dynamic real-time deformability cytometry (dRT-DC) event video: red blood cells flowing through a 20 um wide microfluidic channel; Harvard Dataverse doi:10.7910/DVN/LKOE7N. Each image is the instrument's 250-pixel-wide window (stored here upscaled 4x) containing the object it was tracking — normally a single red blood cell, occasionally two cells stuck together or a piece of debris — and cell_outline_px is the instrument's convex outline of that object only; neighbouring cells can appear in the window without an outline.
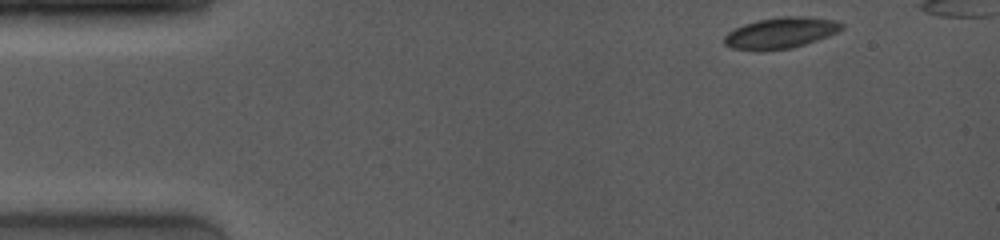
{"species": "common noctule bat (a hibernating species)", "species_latin": "Nyctalus noctula", "temperature_condition": "room temperature", "stored_images_in_passage": 5, "camera_frame_rate_fps": 4000, "um_per_image_px": 0.085, "animal": {"sex": "female", "body_mass_g": 19.0, "forearm_length_mm": 53.3}, "frame": {"image": 1, "passage_image": 1, "time_ms": 0.0, "image_size_px": [1000, 240], "cell_outline_px": [[844, 28], [828, 36], [792, 48], [764, 52], [756, 52], [732, 48], [724, 44], [724, 36], [728, 32], [744, 24], [756, 20], [780, 16], [804, 16], [836, 20], [844, 24]], "centroid_in_image_um": [66.33, 2.81], "position_along_channel_um": 18.7, "area_um2": 21.62}}